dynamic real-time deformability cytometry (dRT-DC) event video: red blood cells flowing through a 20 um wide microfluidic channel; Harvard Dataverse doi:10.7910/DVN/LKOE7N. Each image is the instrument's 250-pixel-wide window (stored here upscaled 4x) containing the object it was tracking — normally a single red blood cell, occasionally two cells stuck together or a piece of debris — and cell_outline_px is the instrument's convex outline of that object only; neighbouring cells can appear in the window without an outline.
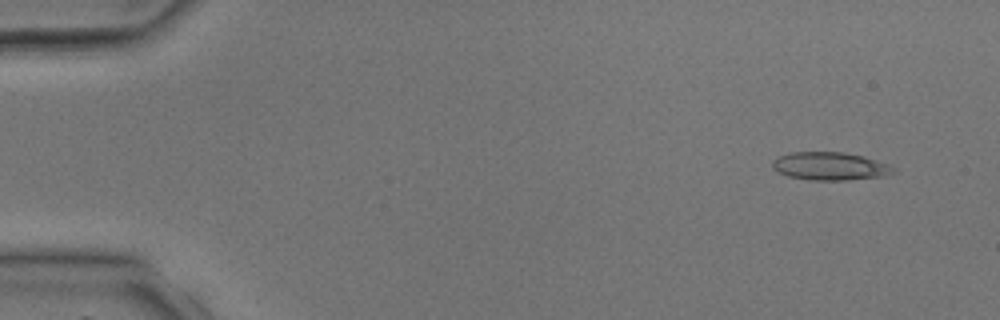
{"species": "common noctule bat (a hibernating species)", "species_latin": "Nyctalus noctula", "temperature_condition": "room temperature", "stored_images_in_passage": 4, "camera_frame_rate_fps": 3000, "um_per_image_px": 0.085, "animal": {"sex": "male", "body_mass_g": 17.9, "forearm_length_mm": 54.2}, "frame": {"image": 1, "passage_image": 1, "time_ms": 0.0, "image_size_px": [1000, 320], "cell_outline_px": [[896, 172], [880, 176], [848, 180], [812, 180], [788, 176], [772, 168], [772, 160], [776, 156], [792, 152], [844, 152], [864, 156], [888, 164]], "centroid_in_image_um": [70.5, 14.11], "position_along_channel_um": 14.5, "area_um2": 19.65}}